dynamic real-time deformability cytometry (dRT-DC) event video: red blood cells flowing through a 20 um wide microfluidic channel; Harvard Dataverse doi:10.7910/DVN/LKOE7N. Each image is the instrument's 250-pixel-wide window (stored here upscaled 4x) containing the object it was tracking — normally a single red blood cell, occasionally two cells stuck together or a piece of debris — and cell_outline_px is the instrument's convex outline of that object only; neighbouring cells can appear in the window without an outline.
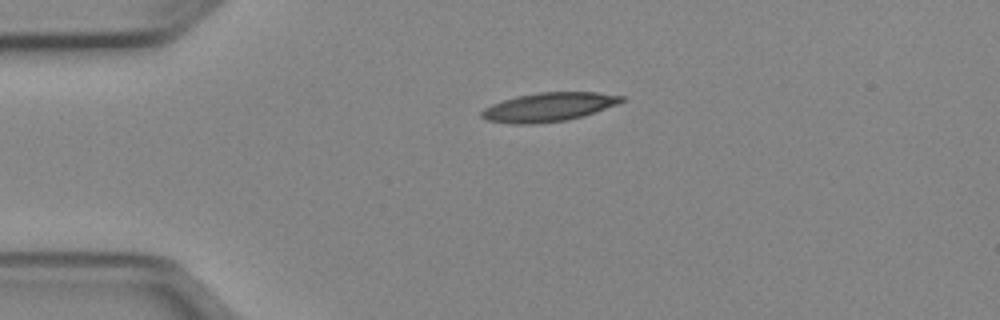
{"species": "Egyptian fruit bat (a non-hibernating species)", "species_latin": "Rousettus aegyptiacus", "temperature_condition": "cold", "stored_images_in_passage": 40, "camera_frame_rate_fps": 3000, "um_per_image_px": 0.085, "animal": {"sex": "female"}, "frame": {"image": 1, "passage_image": 1, "time_ms": 0.0, "image_size_px": [1000, 320], "cell_outline_px": [[624, 100], [616, 104], [584, 116], [568, 120], [532, 124], [512, 124], [484, 120], [480, 116], [480, 112], [484, 108], [492, 104], [516, 96], [536, 92], [596, 92], [624, 96]], "centroid_in_image_um": [46.59, 9.1], "position_along_channel_um": 38.4, "area_um2": 23.58}}
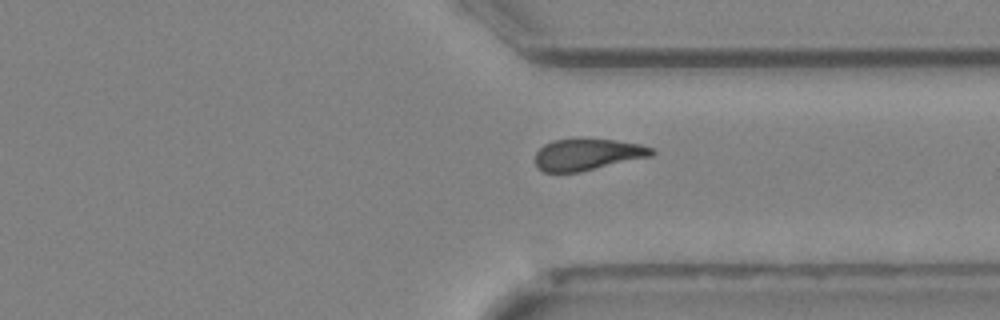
{"frame": {"image": 2, "passage_image": 28, "time_ms": 9.0, "image_size_px": [1000, 320], "cell_outline_px": [[656, 152], [652, 156], [580, 172], [544, 172], [536, 168], [536, 152], [544, 144], [552, 140], [612, 140], [640, 144], [652, 148]], "centroid_in_image_um": [49.93, 13.15], "position_along_channel_um": 361.5, "area_um2": 21.15}}
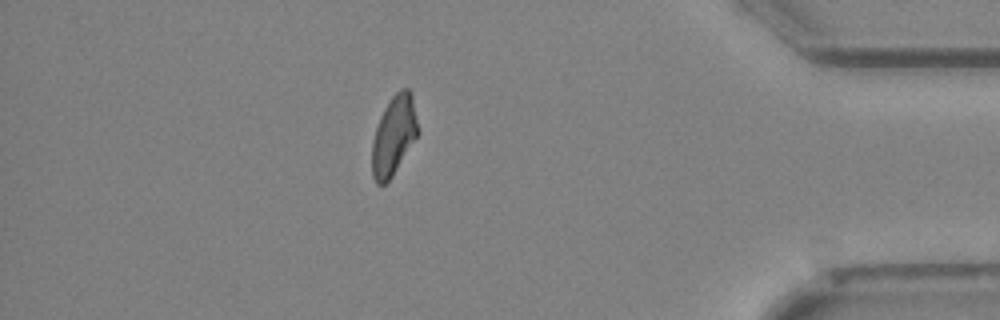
{"frame": {"image": 3, "passage_image": 34, "time_ms": 11.0, "image_size_px": [1000, 320], "cell_outline_px": [[420, 132], [392, 176], [384, 184], [376, 184], [372, 176], [372, 140], [380, 116], [384, 108], [392, 96], [400, 88], [408, 88], [412, 92]], "centroid_in_image_um": [33.49, 11.48], "position_along_channel_um": 401.7, "area_um2": 21.39}}